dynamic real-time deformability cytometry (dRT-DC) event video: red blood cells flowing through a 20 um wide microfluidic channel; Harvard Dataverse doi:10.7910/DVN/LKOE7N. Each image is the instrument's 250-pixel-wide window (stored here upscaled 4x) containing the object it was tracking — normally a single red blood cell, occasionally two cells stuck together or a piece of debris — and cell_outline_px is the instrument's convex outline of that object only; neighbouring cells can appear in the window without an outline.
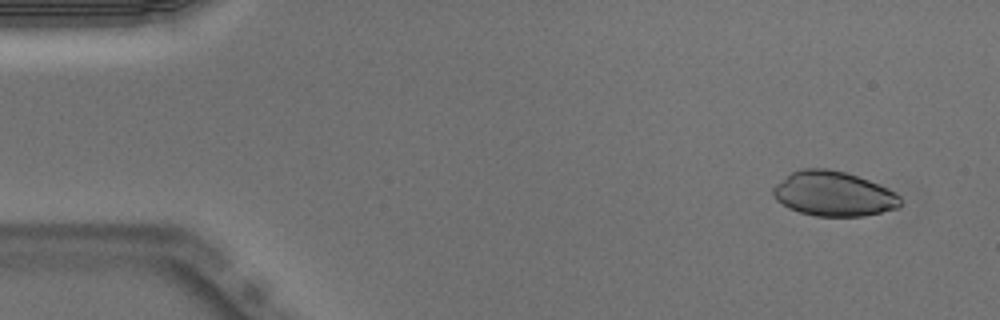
{"species": "Egyptian fruit bat (a non-hibernating species)", "species_latin": "Rousettus aegyptiacus", "temperature_condition": "warm", "stored_images_in_passage": 47, "camera_frame_rate_fps": 3000, "um_per_image_px": 0.085, "animal": {"sex": "male"}, "frame": {"image": 1, "passage_image": 1, "time_ms": 0.0, "image_size_px": [1000, 320], "cell_outline_px": [[900, 208], [864, 216], [816, 216], [800, 212], [788, 208], [776, 200], [772, 192], [772, 188], [776, 184], [792, 172], [804, 168], [828, 168], [844, 172], [868, 180], [896, 192], [900, 196]], "centroid_in_image_um": [70.85, 16.48], "position_along_channel_um": 14.1, "area_um2": 33.12}}
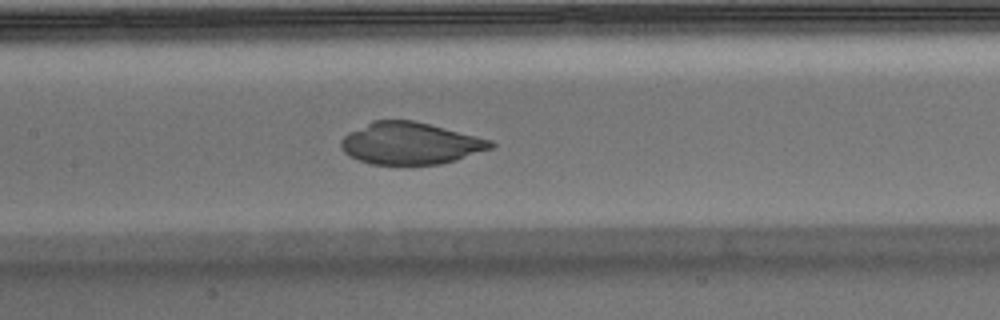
{"frame": {"image": 2, "passage_image": 21, "time_ms": 6.667, "image_size_px": [1000, 320], "cell_outline_px": [[496, 144], [492, 148], [456, 160], [440, 164], [368, 164], [348, 156], [340, 148], [340, 140], [348, 132], [372, 120], [412, 120], [492, 140]], "centroid_in_image_um": [34.83, 12.19], "position_along_channel_um": 172.6, "area_um2": 36.59}}
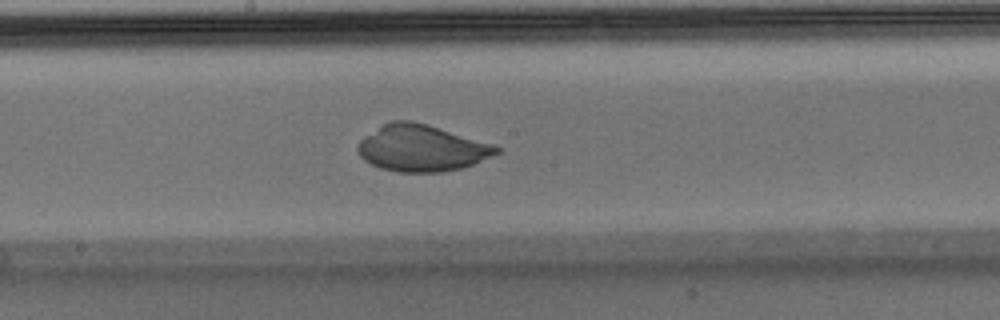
{"frame": {"image": 3, "passage_image": 24, "time_ms": 7.667, "image_size_px": [1000, 320], "cell_outline_px": [[504, 148], [500, 152], [472, 164], [460, 168], [444, 172], [396, 172], [380, 168], [364, 160], [360, 156], [356, 148], [360, 140], [364, 136], [384, 124], [392, 120], [412, 120], [428, 124], [492, 144]], "centroid_in_image_um": [35.82, 12.59], "position_along_channel_um": 212.4, "area_um2": 37.51}}